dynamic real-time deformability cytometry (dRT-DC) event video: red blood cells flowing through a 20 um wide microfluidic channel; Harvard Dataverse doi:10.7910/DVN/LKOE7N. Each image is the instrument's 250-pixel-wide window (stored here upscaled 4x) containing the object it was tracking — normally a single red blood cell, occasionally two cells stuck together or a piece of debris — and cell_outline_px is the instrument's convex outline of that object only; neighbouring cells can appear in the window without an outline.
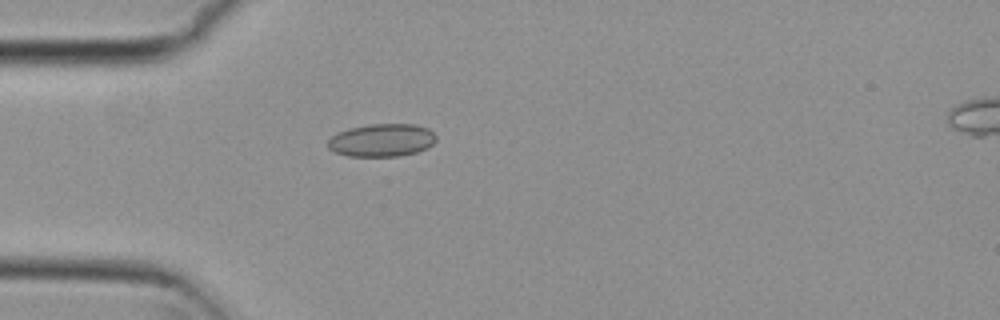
{"species": "common noctule bat (a hibernating species)", "species_latin": "Nyctalus noctula", "temperature_condition": "cold", "stored_images_in_passage": 5, "camera_frame_rate_fps": 3000, "um_per_image_px": 0.085, "animal": {"sex": "female", "body_mass_g": 29.2, "forearm_length_mm": 56.3}, "frame": {"image": 1, "passage_image": 4, "time_ms": 1.0, "image_size_px": [1000, 320], "cell_outline_px": [[436, 140], [428, 148], [416, 152], [396, 156], [348, 156], [336, 152], [328, 148], [328, 140], [332, 136], [340, 132], [352, 128], [372, 124], [416, 124], [428, 128], [436, 136]], "centroid_in_image_um": [32.49, 11.92], "position_along_channel_um": 52.5, "area_um2": 20.52}}